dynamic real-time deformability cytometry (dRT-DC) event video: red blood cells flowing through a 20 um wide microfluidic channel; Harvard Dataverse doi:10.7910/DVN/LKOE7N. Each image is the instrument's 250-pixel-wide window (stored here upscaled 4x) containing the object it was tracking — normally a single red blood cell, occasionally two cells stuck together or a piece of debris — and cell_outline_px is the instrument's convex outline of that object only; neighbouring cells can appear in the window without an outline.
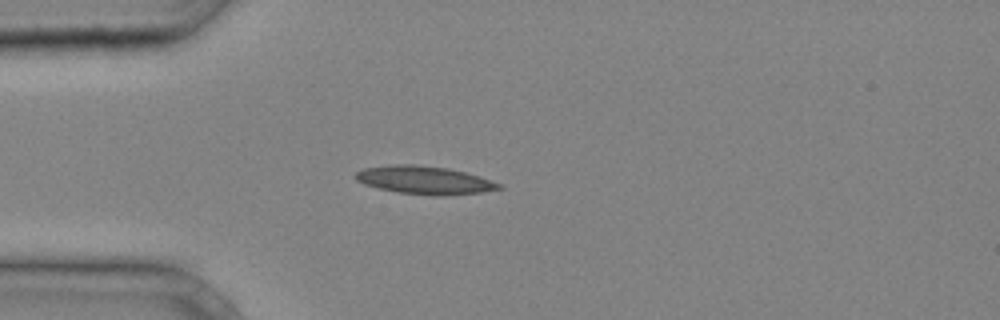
{"species": "common noctule bat (a hibernating species)", "species_latin": "Nyctalus noctula", "temperature_condition": "cold", "stored_images_in_passage": 28, "camera_frame_rate_fps": 3000, "um_per_image_px": 0.085, "animal": {"sex": "male", "body_mass_g": 20.4}, "frame": {"image": 1, "passage_image": 1, "time_ms": 0.0, "image_size_px": [1000, 320], "cell_outline_px": [[504, 188], [484, 192], [396, 192], [364, 184], [356, 180], [356, 172], [364, 168], [396, 164], [412, 164], [448, 168], [480, 176], [500, 184]], "centroid_in_image_um": [36.03, 15.25], "position_along_channel_um": 49.0, "area_um2": 22.02}}
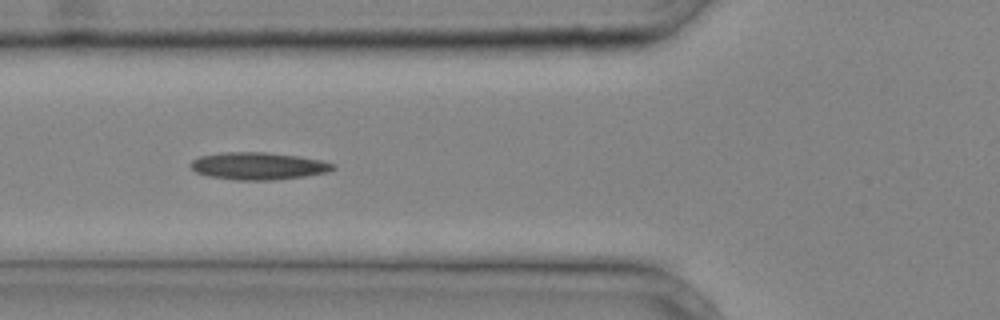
{"frame": {"image": 2, "passage_image": 5, "time_ms": 1.333, "image_size_px": [1000, 320], "cell_outline_px": [[336, 168], [328, 172], [304, 176], [272, 180], [236, 180], [208, 176], [196, 172], [192, 168], [192, 160], [200, 156], [220, 152], [268, 152], [296, 156], [320, 160], [336, 164]], "centroid_in_image_um": [21.96, 14.1], "position_along_channel_um": 103.8, "area_um2": 22.6}}